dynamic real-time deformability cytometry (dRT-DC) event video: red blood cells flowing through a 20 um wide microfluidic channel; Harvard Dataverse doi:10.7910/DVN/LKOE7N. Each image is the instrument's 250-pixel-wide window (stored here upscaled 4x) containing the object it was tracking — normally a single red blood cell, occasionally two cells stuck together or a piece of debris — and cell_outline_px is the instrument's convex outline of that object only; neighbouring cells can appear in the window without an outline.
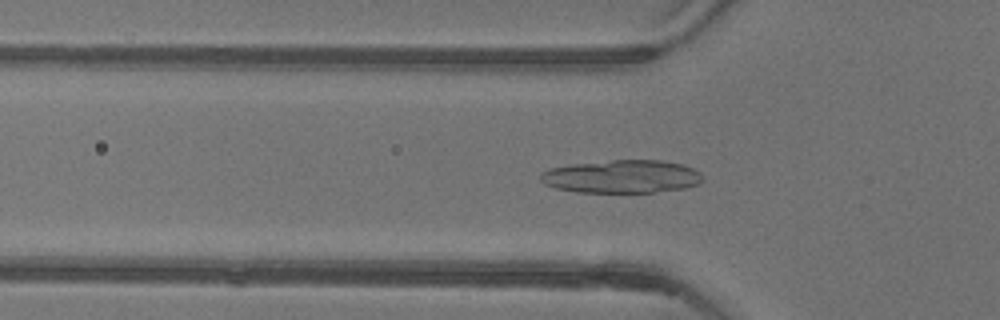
{"species": "common noctule bat (a hibernating species)", "species_latin": "Nyctalus noctula", "temperature_condition": "warm", "stored_images_in_passage": 51, "camera_frame_rate_fps": 3000, "um_per_image_px": 0.085, "animal": {"sex": "female"}, "frame": {"image": 1, "passage_image": 16, "time_ms": 5.0, "image_size_px": [1000, 320], "cell_outline_px": [[704, 180], [696, 184], [684, 188], [656, 192], [576, 192], [556, 188], [544, 184], [540, 180], [540, 172], [548, 168], [572, 164], [612, 160], [660, 160], [680, 164], [692, 168], [700, 172], [704, 176]], "centroid_in_image_um": [52.83, 15.0], "position_along_channel_um": 73.0, "area_um2": 31.33}}
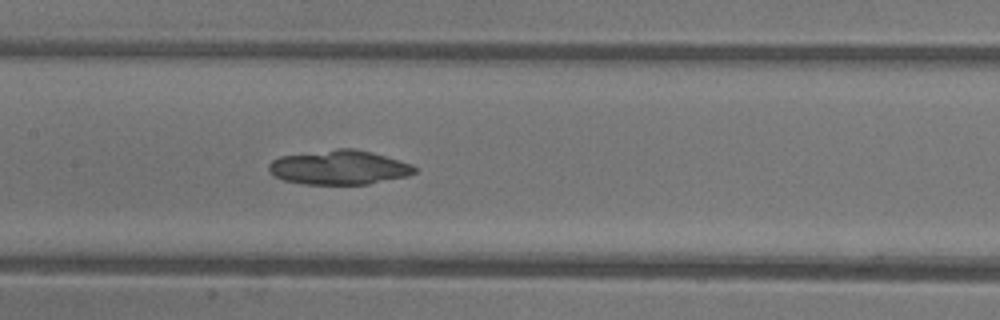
{"frame": {"image": 2, "passage_image": 24, "time_ms": 7.667, "image_size_px": [1000, 320], "cell_outline_px": [[416, 172], [408, 176], [368, 184], [304, 184], [284, 180], [268, 172], [268, 164], [272, 160], [280, 156], [336, 148], [352, 148], [372, 152], [412, 164], [416, 168]], "centroid_in_image_um": [28.82, 14.22], "position_along_channel_um": 178.6, "area_um2": 29.25}}
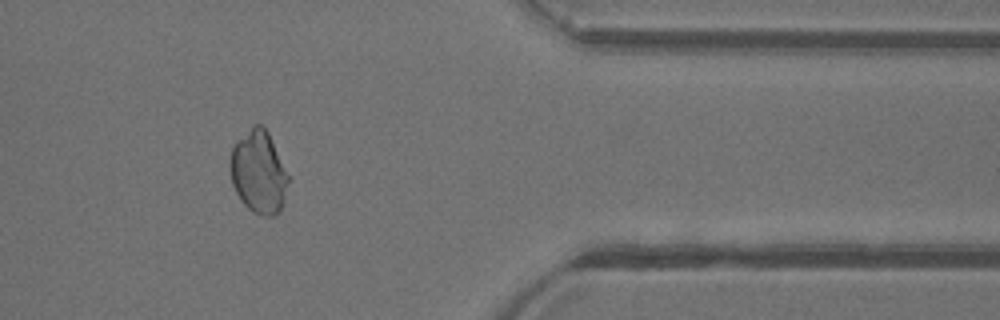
{"frame": {"image": 3, "passage_image": 42, "time_ms": 13.667, "image_size_px": [1000, 320], "cell_outline_px": [[288, 180], [284, 200], [276, 216], [264, 216], [252, 212], [244, 204], [236, 192], [232, 184], [232, 148], [252, 124], [260, 124], [268, 132], [288, 176]], "centroid_in_image_um": [22.0, 14.65], "position_along_channel_um": 389.4, "area_um2": 27.22}}